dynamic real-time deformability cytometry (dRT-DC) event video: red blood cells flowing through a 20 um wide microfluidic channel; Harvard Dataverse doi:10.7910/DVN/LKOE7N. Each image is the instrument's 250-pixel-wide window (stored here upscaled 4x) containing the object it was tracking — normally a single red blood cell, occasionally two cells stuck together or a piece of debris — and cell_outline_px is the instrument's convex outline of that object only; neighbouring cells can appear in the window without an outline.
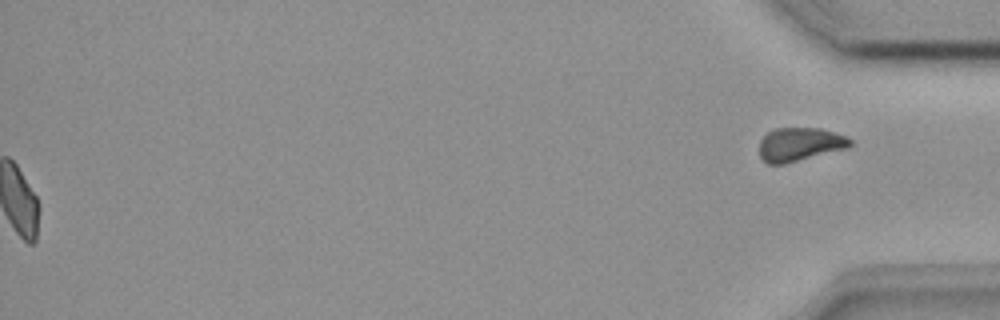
{"species": "common noctule bat (a hibernating species)", "species_latin": "Nyctalus noctula", "temperature_condition": "room temperature", "stored_images_in_passage": 42, "segment_of_instrument_passage": [2, 2], "camera_frame_rate_fps": 3000, "um_per_image_px": 0.085, "animal": {"sex": "female", "body_mass_g": 18.4}, "frame": {"image": 1, "passage_image": 42, "time_ms": 13.667, "image_size_px": [1000, 320], "cell_outline_px": [[852, 144], [848, 148], [784, 164], [768, 164], [760, 156], [760, 140], [768, 132], [776, 128], [820, 128], [844, 136], [852, 140]], "centroid_in_image_um": [67.98, 12.27], "position_along_channel_um": 367.2, "area_um2": 17.63}}